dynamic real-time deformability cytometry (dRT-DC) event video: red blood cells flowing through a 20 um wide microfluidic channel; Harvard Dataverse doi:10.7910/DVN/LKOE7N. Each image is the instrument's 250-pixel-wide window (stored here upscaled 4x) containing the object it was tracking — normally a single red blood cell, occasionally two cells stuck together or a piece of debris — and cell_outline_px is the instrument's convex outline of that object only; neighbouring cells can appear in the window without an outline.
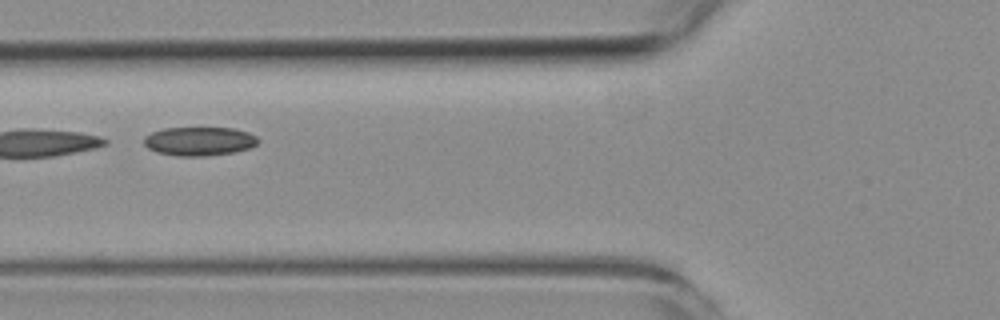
{"species": "common noctule bat (a hibernating species)", "species_latin": "Nyctalus noctula", "temperature_condition": "room temperature", "stored_images_in_passage": 9, "camera_frame_rate_fps": 3000, "um_per_image_px": 0.085, "animal": {"sex": "female", "body_mass_g": 19.3, "forearm_length_mm": 54.1}, "frame": {"image": 1, "passage_image": 4, "time_ms": 4.333, "image_size_px": [1000, 320], "cell_outline_px": [[260, 140], [256, 144], [248, 148], [236, 152], [208, 156], [176, 156], [156, 152], [148, 148], [144, 144], [144, 136], [152, 132], [164, 128], [232, 128], [248, 132], [256, 136]], "centroid_in_image_um": [16.93, 12.01], "position_along_channel_um": 108.9, "area_um2": 19.25}}
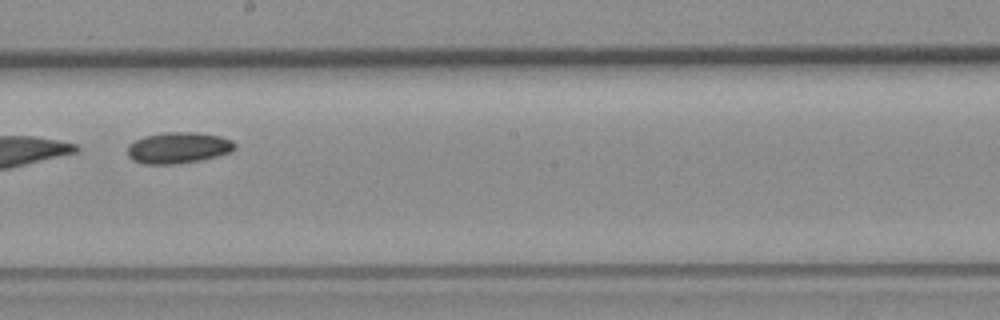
{"frame": {"image": 2, "passage_image": 7, "time_ms": 7.667, "image_size_px": [1000, 320], "cell_outline_px": [[236, 148], [232, 152], [216, 156], [176, 164], [144, 164], [132, 160], [128, 156], [128, 144], [144, 136], [164, 132], [196, 132], [220, 136], [232, 140], [236, 144]], "centroid_in_image_um": [15.15, 12.55], "position_along_channel_um": 233.0, "area_um2": 19.54}}
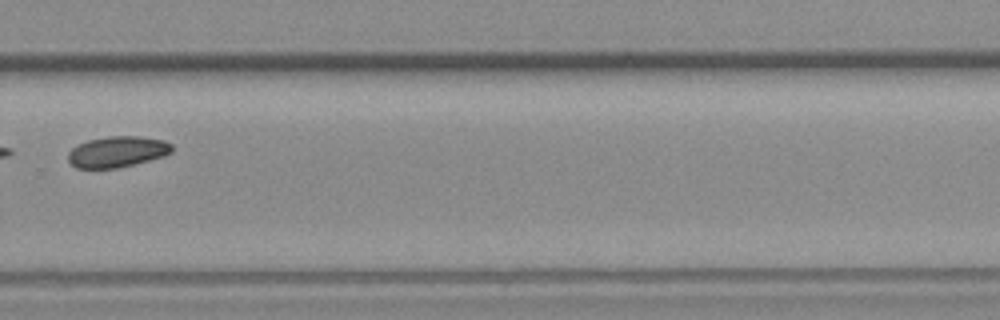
{"frame": {"image": 3, "passage_image": 9, "time_ms": 10.0, "image_size_px": [1000, 320], "cell_outline_px": [[172, 152], [164, 156], [116, 168], [76, 168], [68, 160], [68, 152], [76, 144], [88, 140], [108, 136], [136, 136], [164, 140], [172, 144]], "centroid_in_image_um": [9.95, 12.89], "position_along_channel_um": 319.9, "area_um2": 18.67}}